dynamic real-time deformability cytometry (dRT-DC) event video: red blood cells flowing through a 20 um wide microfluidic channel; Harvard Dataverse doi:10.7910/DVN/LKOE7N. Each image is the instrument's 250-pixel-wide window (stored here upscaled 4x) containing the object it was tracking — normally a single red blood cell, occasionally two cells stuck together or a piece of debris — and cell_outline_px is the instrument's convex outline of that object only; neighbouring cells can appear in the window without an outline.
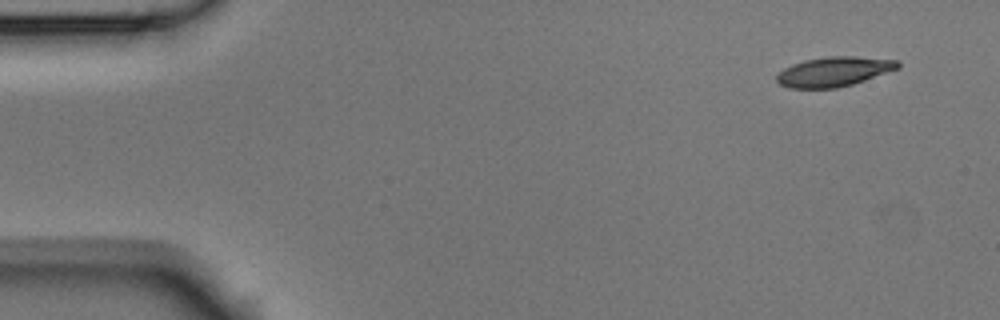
{"species": "Egyptian fruit bat (a non-hibernating species)", "species_latin": "Rousettus aegyptiacus", "temperature_condition": "room temperature", "stored_images_in_passage": 6, "camera_frame_rate_fps": 3000, "um_per_image_px": 0.085, "animal": {"sex": "male"}, "frame": {"image": 1, "passage_image": 1, "time_ms": 0.0, "image_size_px": [1000, 320], "cell_outline_px": [[900, 68], [852, 84], [836, 88], [788, 88], [780, 84], [776, 80], [776, 76], [784, 68], [792, 64], [804, 60], [828, 56], [856, 56], [900, 60]], "centroid_in_image_um": [70.9, 6.08], "position_along_channel_um": 14.1, "area_um2": 20.98}}
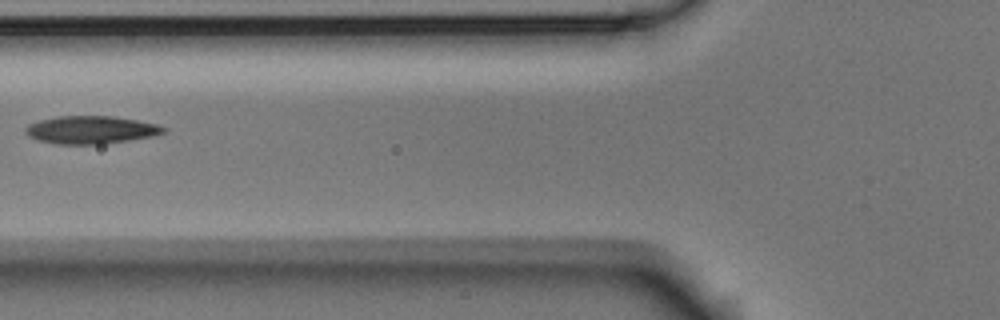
{"frame": {"image": 2, "passage_image": 5, "time_ms": 1.333, "image_size_px": [1000, 320], "cell_outline_px": [[168, 128], [164, 132], [152, 136], [128, 140], [100, 144], [56, 144], [36, 140], [28, 136], [24, 132], [24, 128], [28, 124], [40, 120], [56, 116], [112, 116], [136, 120], [156, 124]], "centroid_in_image_um": [7.67, 11.03], "position_along_channel_um": 118.1, "area_um2": 22.37}}
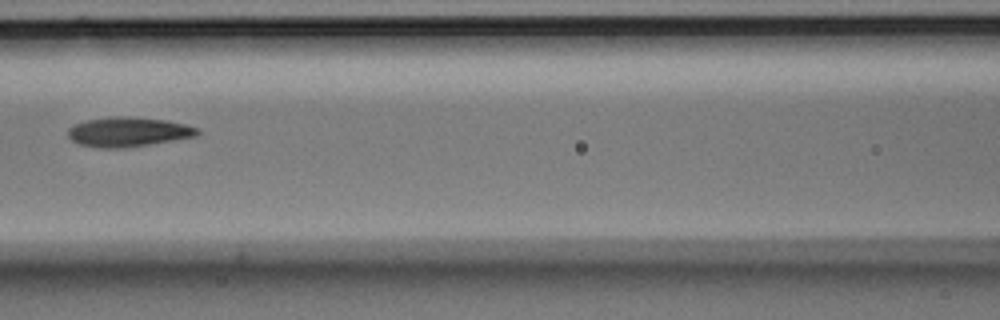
{"frame": {"image": 3, "passage_image": 6, "time_ms": 1.667, "image_size_px": [1000, 320], "cell_outline_px": [[200, 132], [196, 136], [124, 148], [100, 148], [80, 144], [72, 140], [68, 136], [68, 128], [72, 124], [88, 120], [112, 116], [124, 116], [164, 120], [184, 124], [200, 128]], "centroid_in_image_um": [10.87, 11.21], "position_along_channel_um": 155.7, "area_um2": 22.14}}